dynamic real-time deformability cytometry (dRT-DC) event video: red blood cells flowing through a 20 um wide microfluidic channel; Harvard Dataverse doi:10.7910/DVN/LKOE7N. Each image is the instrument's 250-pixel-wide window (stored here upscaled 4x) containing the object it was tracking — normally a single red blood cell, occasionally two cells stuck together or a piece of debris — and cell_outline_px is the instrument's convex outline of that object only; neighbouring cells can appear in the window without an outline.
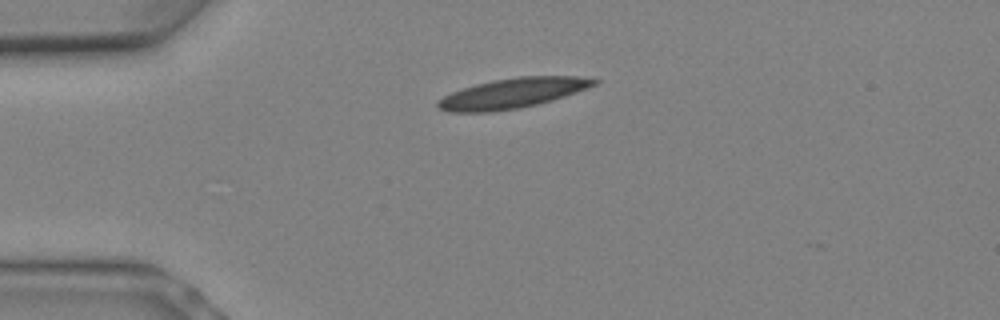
{"species": "Egyptian fruit bat (a non-hibernating species)", "species_latin": "Rousettus aegyptiacus", "temperature_condition": "warm", "stored_images_in_passage": 5, "camera_frame_rate_fps": 3000, "um_per_image_px": 0.085, "animal": {"sex": "female"}, "frame": {"image": 1, "passage_image": 1, "time_ms": 0.0, "image_size_px": [1000, 320], "cell_outline_px": [[600, 80], [596, 84], [588, 88], [552, 100], [520, 108], [492, 112], [448, 112], [436, 108], [436, 100], [452, 92], [476, 84], [492, 80], [520, 76], [576, 76]], "centroid_in_image_um": [43.52, 7.93], "position_along_channel_um": 41.5, "area_um2": 27.34}}
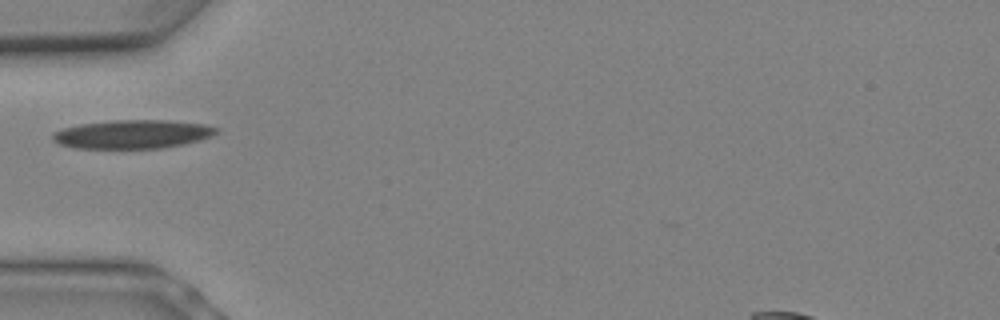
{"frame": {"image": 2, "passage_image": 3, "time_ms": 0.667, "image_size_px": [1000, 320], "cell_outline_px": [[220, 132], [212, 136], [200, 140], [184, 144], [164, 148], [72, 148], [60, 144], [52, 140], [52, 132], [64, 128], [80, 124], [116, 120], [164, 120], [204, 124], [220, 128]], "centroid_in_image_um": [11.29, 11.41], "position_along_channel_um": 73.7, "area_um2": 27.46}}
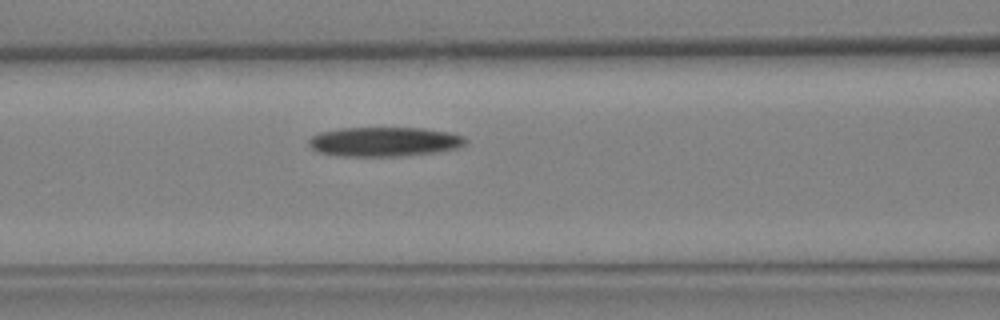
{"frame": {"image": 3, "passage_image": 5, "time_ms": 1.333, "image_size_px": [1000, 320], "cell_outline_px": [[468, 144], [456, 148], [436, 152], [408, 156], [336, 156], [316, 152], [308, 144], [308, 140], [312, 136], [320, 132], [340, 128], [424, 128], [448, 132], [464, 136], [468, 140]], "centroid_in_image_um": [32.67, 12.05], "position_along_channel_um": 133.9, "area_um2": 27.22}}